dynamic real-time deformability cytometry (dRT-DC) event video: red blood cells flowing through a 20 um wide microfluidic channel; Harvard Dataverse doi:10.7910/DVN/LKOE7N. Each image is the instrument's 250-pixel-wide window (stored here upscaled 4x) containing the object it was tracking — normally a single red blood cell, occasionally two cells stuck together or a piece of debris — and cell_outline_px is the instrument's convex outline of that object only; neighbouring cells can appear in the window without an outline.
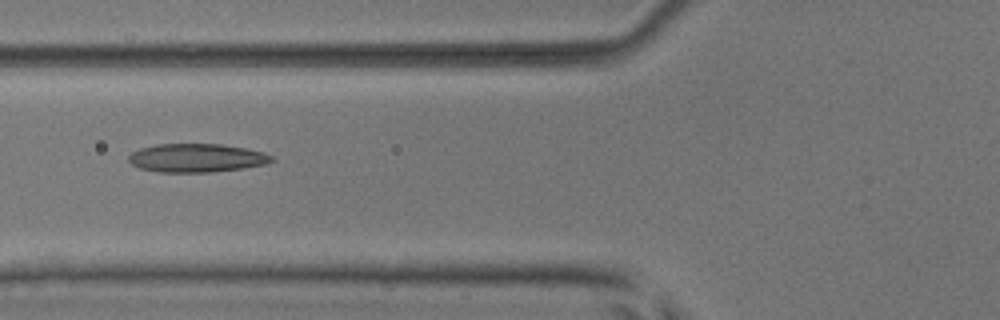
{"species": "common noctule bat (a hibernating species)", "species_latin": "Nyctalus noctula", "temperature_condition": "room temperature", "stored_images_in_passage": 3, "camera_frame_rate_fps": 3000, "um_per_image_px": 0.085, "animal": {"sex": "male", "body_mass_g": 17.9, "forearm_length_mm": 54.2}, "frame": {"image": 1, "passage_image": 2, "time_ms": 1.333, "image_size_px": [1000, 320], "cell_outline_px": [[276, 160], [268, 164], [244, 168], [212, 172], [156, 172], [140, 168], [132, 164], [128, 160], [128, 156], [132, 152], [140, 148], [156, 144], [220, 144], [244, 148], [264, 152], [272, 156]], "centroid_in_image_um": [16.73, 13.43], "position_along_channel_um": 109.1, "area_um2": 23.93}}
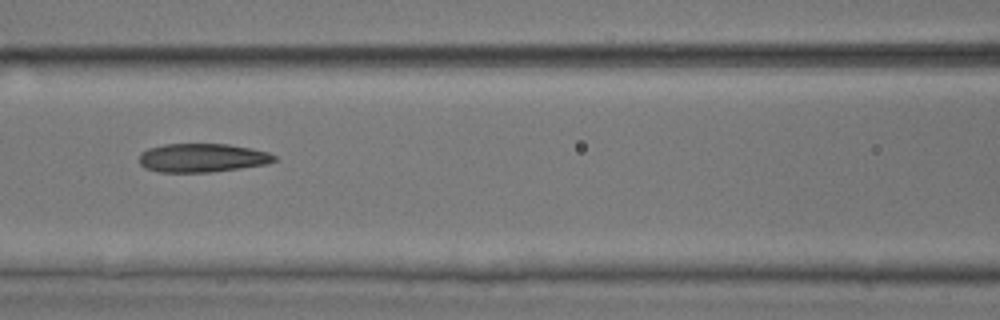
{"frame": {"image": 2, "passage_image": 3, "time_ms": 2.333, "image_size_px": [1000, 320], "cell_outline_px": [[276, 160], [268, 164], [212, 172], [160, 172], [144, 168], [140, 164], [140, 152], [148, 148], [164, 144], [228, 144], [252, 148], [268, 152], [276, 156]], "centroid_in_image_um": [17.19, 13.41], "position_along_channel_um": 149.4, "area_um2": 22.72}}